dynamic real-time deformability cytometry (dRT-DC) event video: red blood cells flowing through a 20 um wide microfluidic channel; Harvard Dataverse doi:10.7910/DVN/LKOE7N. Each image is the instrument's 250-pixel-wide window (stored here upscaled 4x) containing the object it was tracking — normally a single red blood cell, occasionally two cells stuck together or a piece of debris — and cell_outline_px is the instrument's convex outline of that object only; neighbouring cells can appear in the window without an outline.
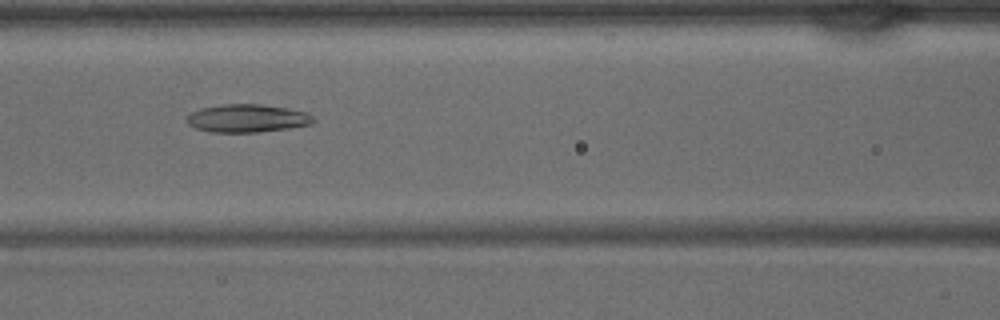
{"species": "common noctule bat (a hibernating species)", "species_latin": "Nyctalus noctula", "temperature_condition": "warm", "stored_images_in_passage": 41, "camera_frame_rate_fps": 3000, "um_per_image_px": 0.085, "animal": {"sex": "male", "body_mass_g": 15.6}, "frame": {"image": 1, "passage_image": 17, "time_ms": 5.333, "image_size_px": [1000, 320], "cell_outline_px": [[316, 120], [312, 124], [292, 128], [256, 132], [212, 132], [196, 128], [188, 124], [184, 120], [192, 112], [200, 108], [220, 104], [260, 104], [288, 108], [308, 112]], "centroid_in_image_um": [21.03, 10.05], "position_along_channel_um": 145.6, "area_um2": 20.87}}
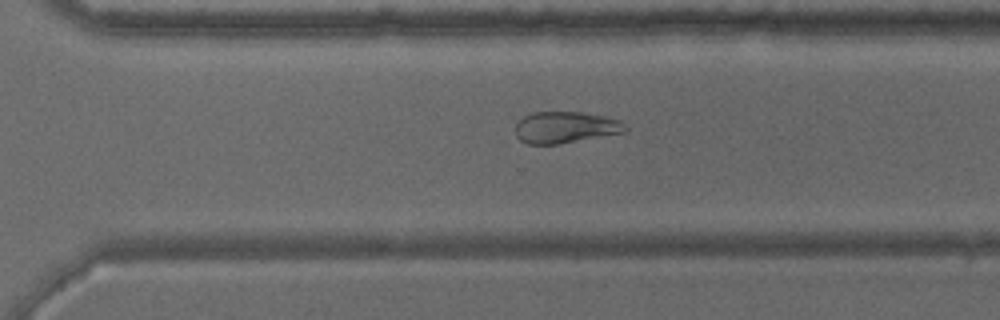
{"frame": {"image": 2, "passage_image": 28, "time_ms": 9.0, "image_size_px": [1000, 320], "cell_outline_px": [[628, 128], [624, 132], [556, 144], [528, 144], [520, 140], [516, 136], [516, 124], [524, 116], [532, 112], [580, 112], [604, 116], [620, 120]], "centroid_in_image_um": [48.04, 10.82], "position_along_channel_um": 322.6, "area_um2": 19.94}}
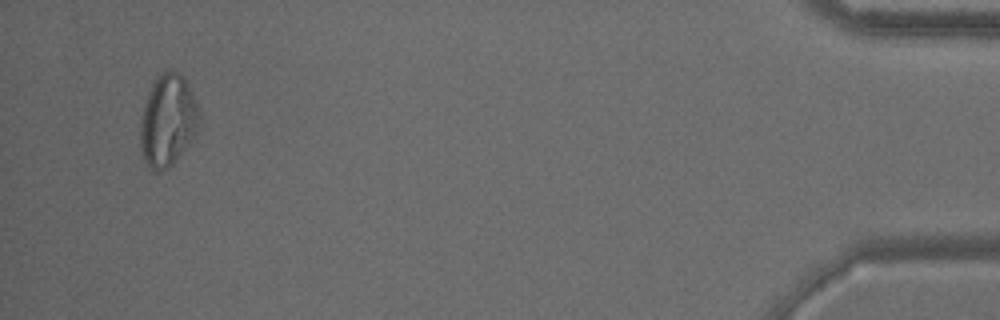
{"frame": {"image": 3, "passage_image": 39, "time_ms": 12.667, "image_size_px": [1000, 320], "cell_outline_px": [[200, 124], [192, 140], [176, 160], [168, 168], [160, 172], [152, 172], [144, 160], [140, 152], [140, 116], [148, 92], [156, 76], [164, 68], [172, 68], [184, 76], [196, 100], [200, 112]], "centroid_in_image_um": [14.25, 10.21], "position_along_channel_um": 420.9, "area_um2": 32.43}}